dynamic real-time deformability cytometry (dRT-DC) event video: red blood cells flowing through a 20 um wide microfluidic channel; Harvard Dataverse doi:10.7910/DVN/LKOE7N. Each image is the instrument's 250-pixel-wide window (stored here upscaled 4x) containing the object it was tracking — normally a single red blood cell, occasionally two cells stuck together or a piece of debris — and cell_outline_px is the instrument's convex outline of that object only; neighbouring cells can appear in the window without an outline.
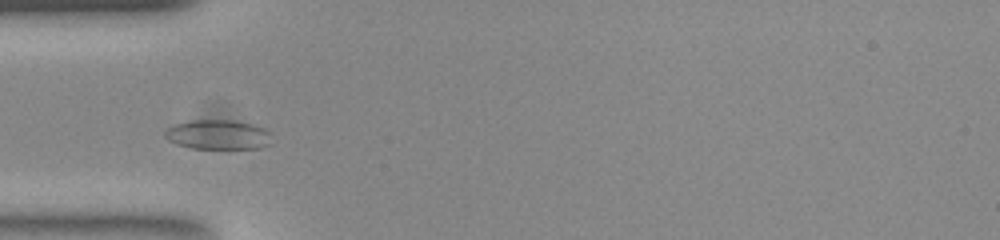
{"species": "common noctule bat (a hibernating species)", "species_latin": "Nyctalus noctula", "temperature_condition": "room temperature", "stored_images_in_passage": 39, "camera_frame_rate_fps": 3000, "um_per_image_px": 0.085, "animal": {"sex": "female", "body_mass_g": 23.0, "forearm_length_mm": 53.4}, "frame": {"image": 1, "passage_image": 9, "time_ms": 2.667, "image_size_px": [1000, 240], "cell_outline_px": [[268, 144], [260, 148], [192, 148], [176, 144], [168, 140], [164, 136], [164, 132], [168, 128], [176, 124], [192, 120], [228, 120], [252, 124], [264, 128], [268, 132]], "centroid_in_image_um": [18.47, 11.44], "position_along_channel_um": 66.5, "area_um2": 18.03}}
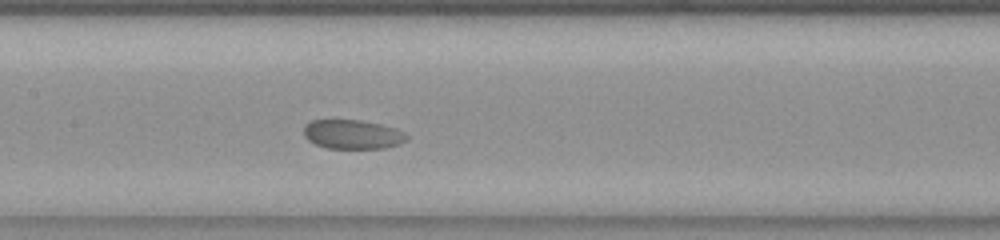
{"frame": {"image": 2, "passage_image": 18, "time_ms": 5.667, "image_size_px": [1000, 240], "cell_outline_px": [[408, 136], [400, 144], [384, 148], [328, 148], [316, 144], [308, 140], [304, 136], [304, 124], [312, 120], [360, 120], [380, 124], [396, 128], [404, 132]], "centroid_in_image_um": [29.95, 11.41], "position_along_channel_um": 177.4, "area_um2": 17.46}}
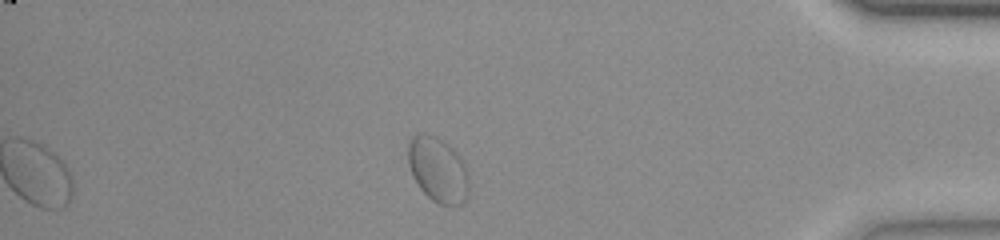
{"frame": {"image": 3, "passage_image": 39, "time_ms": 12.667, "image_size_px": [1000, 240], "cell_outline_px": [[468, 192], [464, 200], [460, 204], [440, 204], [432, 200], [420, 188], [408, 164], [408, 144], [412, 136], [424, 132], [436, 136], [464, 164], [468, 176]], "centroid_in_image_um": [37.18, 14.43], "position_along_channel_um": 398.0, "area_um2": 22.2}}